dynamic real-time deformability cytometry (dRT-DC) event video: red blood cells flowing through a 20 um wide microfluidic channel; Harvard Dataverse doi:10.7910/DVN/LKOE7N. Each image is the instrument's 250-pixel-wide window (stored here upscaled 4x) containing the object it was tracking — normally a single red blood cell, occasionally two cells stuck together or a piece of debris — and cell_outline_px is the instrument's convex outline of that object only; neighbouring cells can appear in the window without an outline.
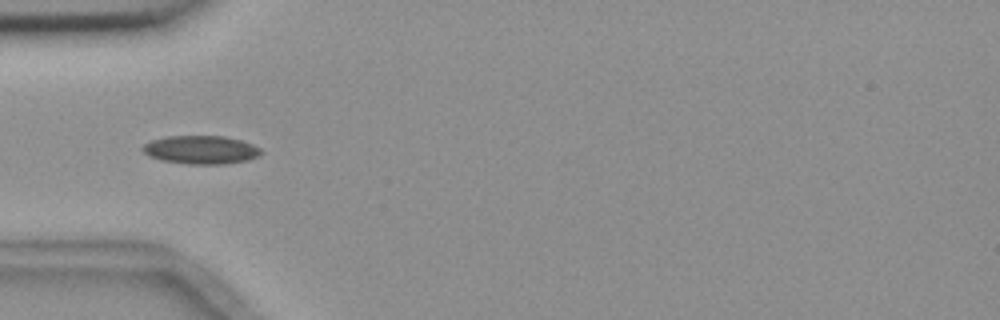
{"species": "common noctule bat (a hibernating species)", "species_latin": "Nyctalus noctula", "temperature_condition": "room temperature", "stored_images_in_passage": 5, "camera_frame_rate_fps": 3000, "um_per_image_px": 0.085, "animal": {"sex": "female", "body_mass_g": 18.4}, "frame": {"image": 1, "passage_image": 2, "time_ms": 1.333, "image_size_px": [1000, 320], "cell_outline_px": [[264, 152], [260, 156], [248, 160], [224, 164], [188, 164], [160, 160], [148, 156], [140, 148], [144, 144], [152, 140], [168, 136], [224, 136], [240, 140], [252, 144], [260, 148]], "centroid_in_image_um": [17.09, 12.74], "position_along_channel_um": 67.9, "area_um2": 19.71}}
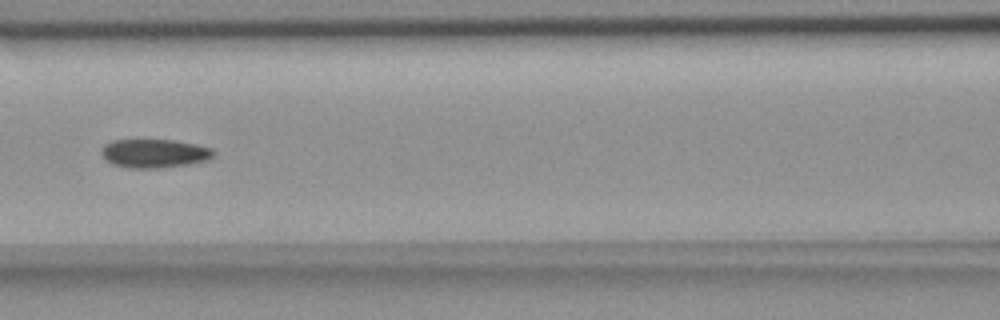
{"frame": {"image": 2, "passage_image": 4, "time_ms": 3.667, "image_size_px": [1000, 320], "cell_outline_px": [[216, 152], [208, 160], [188, 164], [156, 168], [128, 168], [112, 164], [104, 160], [100, 152], [104, 144], [112, 140], [172, 140], [196, 144], [212, 148]], "centroid_in_image_um": [13.09, 13.04], "position_along_channel_um": 153.5, "area_um2": 18.84}}
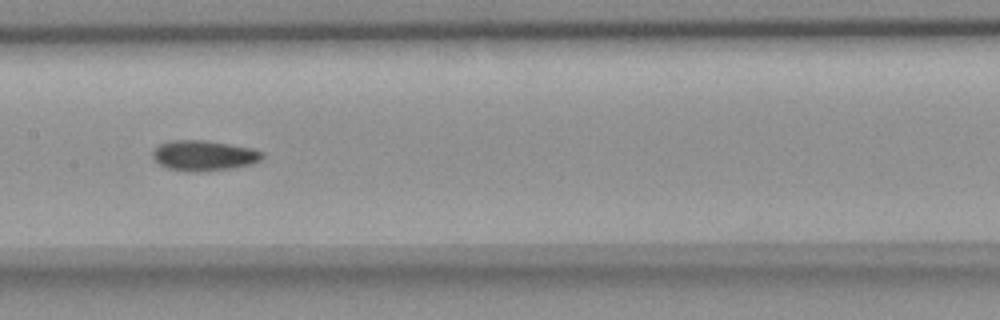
{"frame": {"image": 3, "passage_image": 5, "time_ms": 4.667, "image_size_px": [1000, 320], "cell_outline_px": [[264, 156], [260, 160], [252, 164], [232, 168], [200, 172], [184, 172], [168, 168], [152, 160], [152, 152], [160, 144], [168, 140], [204, 140], [252, 148], [264, 152]], "centroid_in_image_um": [17.31, 13.23], "position_along_channel_um": 190.1, "area_um2": 19.59}}